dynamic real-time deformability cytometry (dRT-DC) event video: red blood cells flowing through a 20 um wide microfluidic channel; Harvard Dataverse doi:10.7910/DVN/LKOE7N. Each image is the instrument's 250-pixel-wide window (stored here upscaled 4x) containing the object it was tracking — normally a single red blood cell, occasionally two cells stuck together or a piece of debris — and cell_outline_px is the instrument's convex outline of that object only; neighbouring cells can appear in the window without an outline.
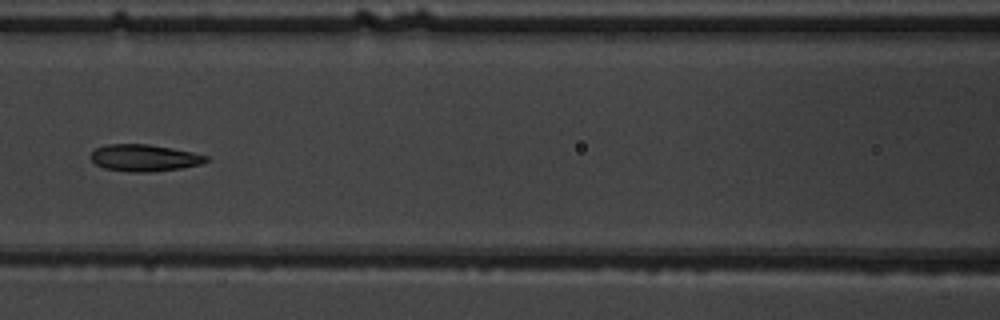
{"species": "common noctule bat (a hibernating species)", "species_latin": "Nyctalus noctula", "temperature_condition": "warm", "stored_images_in_passage": 5, "camera_frame_rate_fps": 3000, "um_per_image_px": 0.085, "animal": {"sex": "male", "body_mass_g": 19.5, "forearm_length_mm": 54.6}, "frame": {"image": 1, "passage_image": 5, "time_ms": 4.667, "image_size_px": [1000, 320], "cell_outline_px": [[208, 160], [200, 164], [180, 168], [152, 172], [128, 172], [104, 168], [96, 164], [92, 160], [92, 152], [96, 148], [104, 144], [148, 144], [172, 148], [192, 152], [208, 156]], "centroid_in_image_um": [12.25, 13.42], "position_along_channel_um": 154.3, "area_um2": 17.98}}